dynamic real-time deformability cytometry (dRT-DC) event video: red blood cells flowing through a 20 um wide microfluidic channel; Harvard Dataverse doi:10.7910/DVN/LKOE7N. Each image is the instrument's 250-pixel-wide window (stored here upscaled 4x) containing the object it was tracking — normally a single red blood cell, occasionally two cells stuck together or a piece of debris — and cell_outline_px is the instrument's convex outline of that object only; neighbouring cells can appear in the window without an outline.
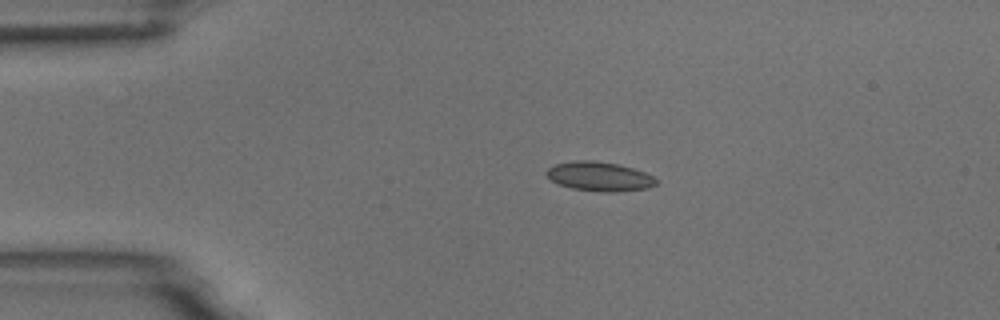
{"species": "common noctule bat (a hibernating species)", "species_latin": "Nyctalus noctula", "temperature_condition": "room temperature", "stored_images_in_passage": 3, "camera_frame_rate_fps": 3000, "um_per_image_px": 0.085, "animal": {"sex": "male", "body_mass_g": 18.8}, "frame": {"image": 1, "passage_image": 1, "time_ms": 0.0, "image_size_px": [1000, 320], "cell_outline_px": [[656, 184], [648, 188], [616, 192], [604, 192], [572, 188], [560, 184], [552, 180], [544, 172], [548, 168], [556, 164], [576, 160], [592, 160], [616, 164], [632, 168], [644, 172], [652, 176], [656, 180]], "centroid_in_image_um": [50.94, 15.0], "position_along_channel_um": 34.1, "area_um2": 18.44}}